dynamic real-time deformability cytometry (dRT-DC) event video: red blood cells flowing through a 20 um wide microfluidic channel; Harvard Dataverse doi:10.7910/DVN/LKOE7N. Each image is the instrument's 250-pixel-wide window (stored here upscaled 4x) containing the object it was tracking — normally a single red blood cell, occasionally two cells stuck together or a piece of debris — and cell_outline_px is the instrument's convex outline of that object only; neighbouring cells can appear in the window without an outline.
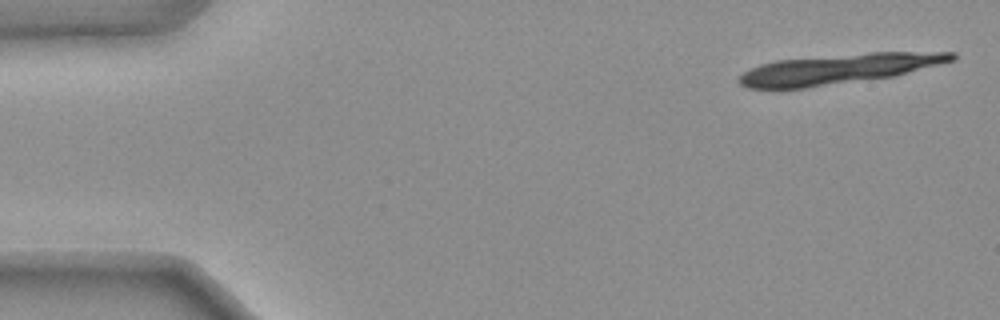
{"species": "common noctule bat (a hibernating species)", "species_latin": "Nyctalus noctula", "temperature_condition": "warm", "stored_images_in_passage": 20, "camera_frame_rate_fps": 3000, "um_per_image_px": 0.085, "animal": {"sex": "female", "body_mass_g": 25.1}, "frame": {"image": 1, "passage_image": 2, "time_ms": 0.333, "image_size_px": [1000, 320], "cell_outline_px": [[956, 56], [952, 60], [896, 76], [804, 88], [748, 88], [740, 84], [736, 80], [744, 72], [760, 64], [776, 60], [872, 52], [956, 52]], "centroid_in_image_um": [71.26, 5.86], "position_along_channel_um": 13.7, "area_um2": 36.82}}
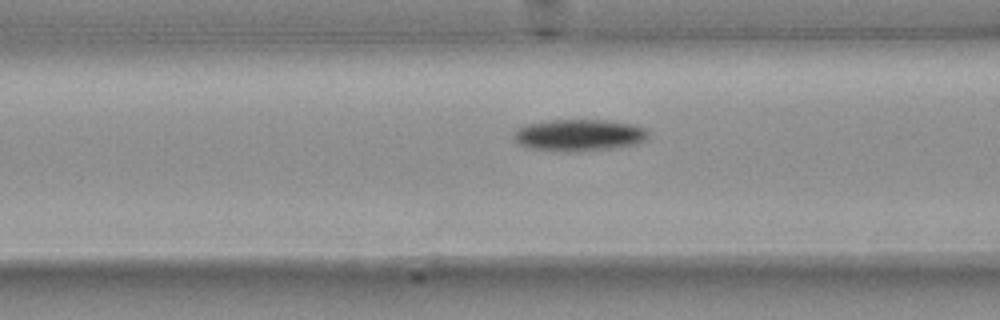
{"frame": {"image": 2, "passage_image": 18, "time_ms": 5.667, "image_size_px": [1000, 320], "cell_outline_px": [[648, 136], [644, 140], [636, 144], [608, 148], [572, 152], [552, 152], [524, 148], [516, 144], [512, 140], [512, 136], [516, 128], [524, 124], [552, 120], [608, 120], [632, 124], [644, 128], [648, 132]], "centroid_in_image_um": [49.08, 11.5], "position_along_channel_um": 117.5, "area_um2": 25.43}}